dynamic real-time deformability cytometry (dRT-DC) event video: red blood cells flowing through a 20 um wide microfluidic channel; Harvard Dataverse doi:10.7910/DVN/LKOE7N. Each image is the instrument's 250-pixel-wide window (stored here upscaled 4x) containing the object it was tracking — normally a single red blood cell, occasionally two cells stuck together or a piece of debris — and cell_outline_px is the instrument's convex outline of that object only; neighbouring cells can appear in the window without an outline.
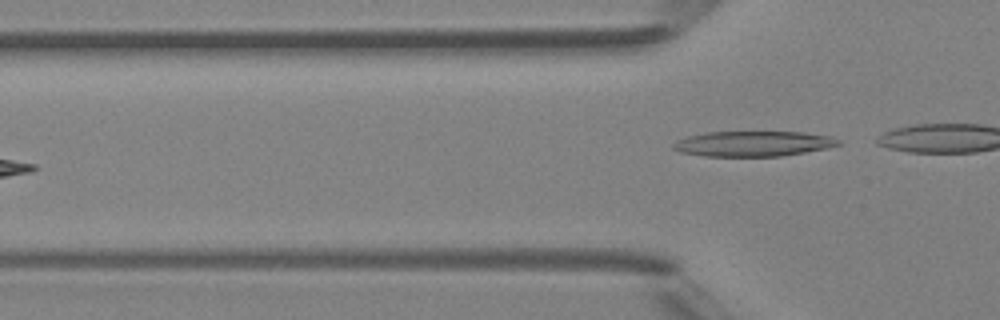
{"species": "Egyptian fruit bat (a non-hibernating species)", "species_latin": "Rousettus aegyptiacus", "temperature_condition": "room temperature", "stored_images_in_passage": 6, "camera_frame_rate_fps": 3000, "um_per_image_px": 0.085, "animal": {"sex": "female"}, "frame": {"image": 1, "passage_image": 6, "time_ms": 6.0, "image_size_px": [1000, 320], "cell_outline_px": [[840, 144], [828, 148], [780, 156], [704, 156], [680, 152], [672, 148], [672, 144], [676, 140], [688, 136], [708, 132], [804, 132], [828, 136], [840, 140]], "centroid_in_image_um": [63.99, 12.21], "position_along_channel_um": 61.8, "area_um2": 24.22}}